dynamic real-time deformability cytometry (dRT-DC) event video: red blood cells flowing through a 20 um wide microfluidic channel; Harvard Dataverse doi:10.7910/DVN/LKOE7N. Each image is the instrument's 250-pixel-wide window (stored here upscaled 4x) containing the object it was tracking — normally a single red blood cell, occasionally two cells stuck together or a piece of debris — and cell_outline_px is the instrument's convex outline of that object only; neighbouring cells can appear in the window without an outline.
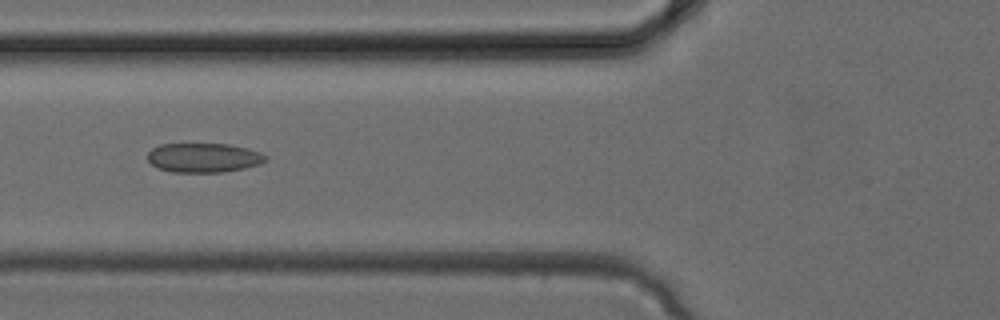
{"species": "common noctule bat (a hibernating species)", "species_latin": "Nyctalus noctula", "temperature_condition": "cold", "stored_images_in_passage": 2, "camera_frame_rate_fps": 3000, "um_per_image_px": 0.085, "animal": {"sex": "female", "body_mass_g": 24.6, "forearm_length_mm": 56.2}, "frame": {"image": 1, "passage_image": 2, "time_ms": 0.333, "image_size_px": [1000, 320], "cell_outline_px": [[268, 160], [260, 164], [244, 168], [224, 172], [172, 172], [160, 168], [152, 164], [148, 160], [148, 152], [152, 148], [160, 144], [228, 144], [248, 148], [260, 152], [268, 156]], "centroid_in_image_um": [17.35, 13.4], "position_along_channel_um": 108.5, "area_um2": 20.23}}